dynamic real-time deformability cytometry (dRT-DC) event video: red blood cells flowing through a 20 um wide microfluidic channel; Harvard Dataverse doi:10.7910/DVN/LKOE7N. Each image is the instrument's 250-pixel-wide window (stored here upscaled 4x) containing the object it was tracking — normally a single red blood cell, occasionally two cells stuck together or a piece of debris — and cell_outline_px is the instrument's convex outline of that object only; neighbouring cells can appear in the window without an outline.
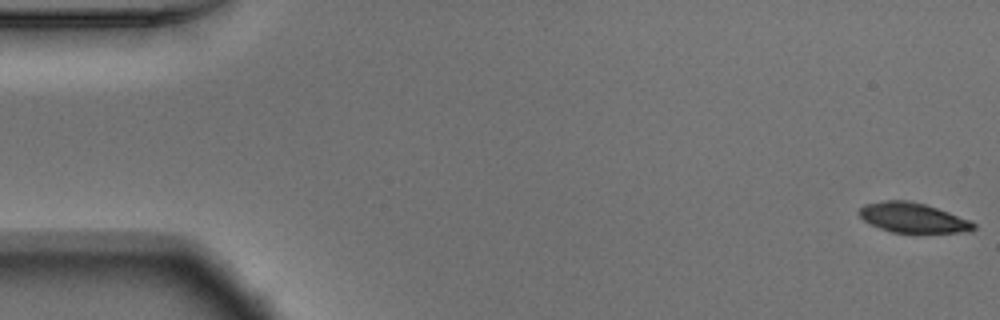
{"species": "Egyptian fruit bat (a non-hibernating species)", "species_latin": "Rousettus aegyptiacus", "temperature_condition": "warm", "stored_images_in_passage": 54, "camera_frame_rate_fps": 3000, "um_per_image_px": 0.085, "animal": {"sex": "male"}, "frame": {"image": 1, "passage_image": 1, "time_ms": 0.0, "image_size_px": [1000, 320], "cell_outline_px": [[976, 228], [960, 232], [892, 232], [880, 228], [864, 220], [860, 216], [860, 208], [864, 204], [884, 200], [904, 200], [924, 204], [948, 212], [968, 220], [976, 224]], "centroid_in_image_um": [77.56, 18.5], "position_along_channel_um": 7.4, "area_um2": 19.36}}
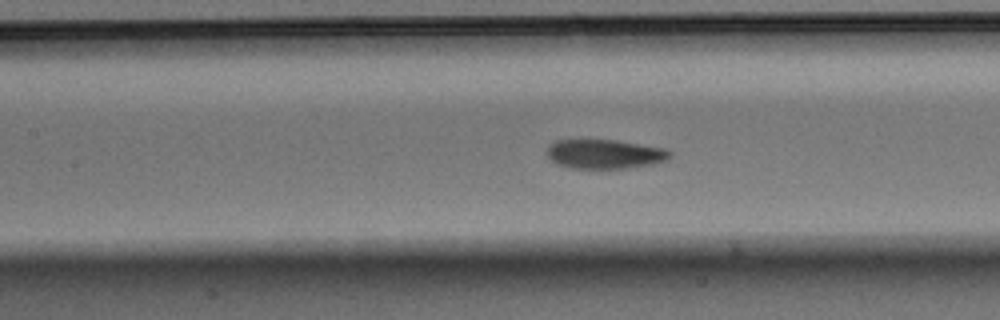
{"frame": {"image": 2, "passage_image": 24, "time_ms": 7.667, "image_size_px": [1000, 320], "cell_outline_px": [[672, 156], [668, 160], [652, 164], [628, 168], [568, 168], [556, 164], [548, 156], [548, 144], [556, 140], [616, 140], [664, 148], [672, 152]], "centroid_in_image_um": [51.41, 13.09], "position_along_channel_um": 156.0, "area_um2": 21.04}}
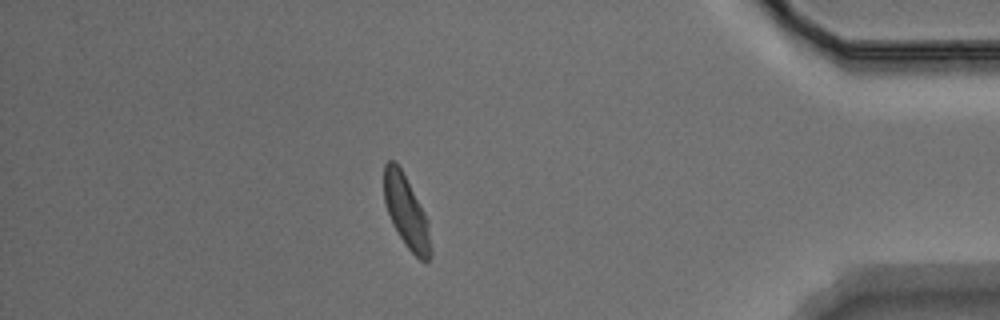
{"frame": {"image": 3, "passage_image": 47, "time_ms": 15.333, "image_size_px": [1000, 320], "cell_outline_px": [[432, 252], [428, 260], [420, 260], [408, 248], [392, 224], [384, 200], [384, 164], [388, 160], [392, 160], [400, 168], [424, 212], [428, 220], [432, 248]], "centroid_in_image_um": [34.54, 18.03], "position_along_channel_um": 400.7, "area_um2": 19.25}, "authors_computed_cell_mechanics": {"area_um2": 20.9236, "velocity_mm_per_s": 3.7221, "shape_relaxation_time_tau1_ms": 3.117, "shape_relaxation_time_tau2_ms": 1.5062, "deformation_change_tau1": 0.1262, "deformation_change_tau2": 0.0592}}